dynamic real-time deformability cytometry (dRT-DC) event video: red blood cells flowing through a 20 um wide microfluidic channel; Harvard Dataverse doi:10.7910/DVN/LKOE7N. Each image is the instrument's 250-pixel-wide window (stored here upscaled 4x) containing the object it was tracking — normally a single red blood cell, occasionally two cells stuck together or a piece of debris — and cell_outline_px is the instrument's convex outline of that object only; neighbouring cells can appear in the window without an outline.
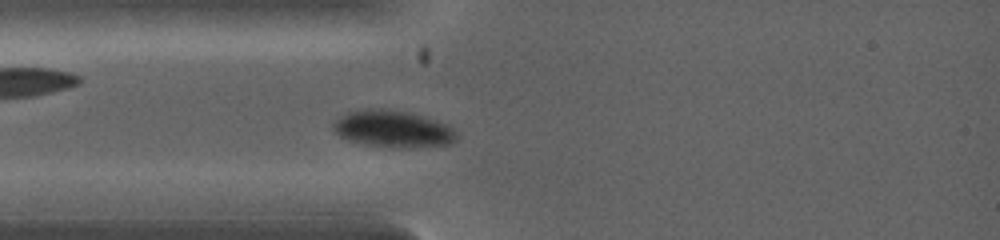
{"species": "common noctule bat (a hibernating species)", "species_latin": "Nyctalus noctula", "temperature_condition": "warm", "stored_images_in_passage": 4, "camera_frame_rate_fps": 5000, "um_per_image_px": 0.085, "animal": {"sex": "female", "body_mass_g": 19.0, "forearm_length_mm": 53.3}, "frame": {"image": 1, "passage_image": 4, "time_ms": 1.6, "image_size_px": [1000, 240], "cell_outline_px": [[456, 140], [448, 144], [408, 148], [392, 148], [368, 144], [348, 140], [340, 136], [332, 128], [332, 124], [340, 116], [348, 112], [364, 108], [380, 108], [404, 112], [436, 120], [452, 128], [456, 132]], "centroid_in_image_um": [33.36, 10.96], "position_along_channel_um": 51.6, "area_um2": 26.24}}